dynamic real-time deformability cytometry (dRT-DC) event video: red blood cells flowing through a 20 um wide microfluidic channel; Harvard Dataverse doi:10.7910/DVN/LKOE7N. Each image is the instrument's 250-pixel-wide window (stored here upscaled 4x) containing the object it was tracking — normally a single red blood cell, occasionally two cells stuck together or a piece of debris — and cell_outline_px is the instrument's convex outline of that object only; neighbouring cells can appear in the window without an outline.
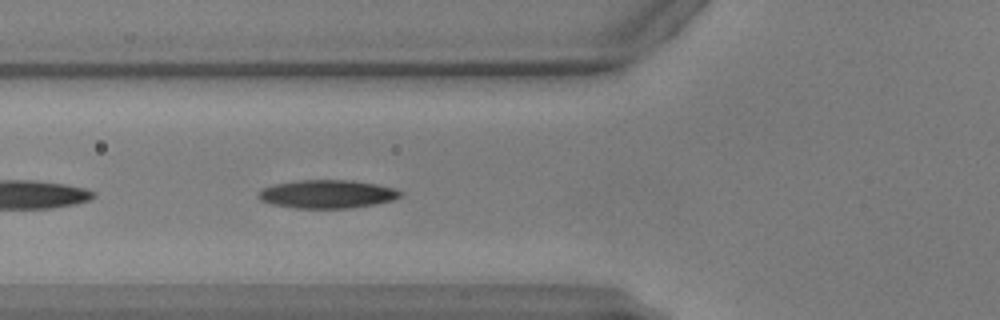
{"species": "common noctule bat (a hibernating species)", "species_latin": "Nyctalus noctula", "temperature_condition": "warm", "stored_images_in_passage": 35, "camera_frame_rate_fps": 3000, "um_per_image_px": 0.085, "animal": {"sex": "male", "body_mass_g": 17.9, "forearm_length_mm": 54.2}, "frame": {"image": 1, "passage_image": 4, "time_ms": 1.0, "image_size_px": [1000, 320], "cell_outline_px": [[404, 196], [392, 200], [376, 204], [348, 208], [296, 208], [272, 204], [260, 200], [256, 196], [256, 192], [260, 188], [272, 184], [296, 180], [352, 180], [376, 184], [396, 188], [404, 192]], "centroid_in_image_um": [27.79, 16.48], "position_along_channel_um": 98.0, "area_um2": 23.87}}
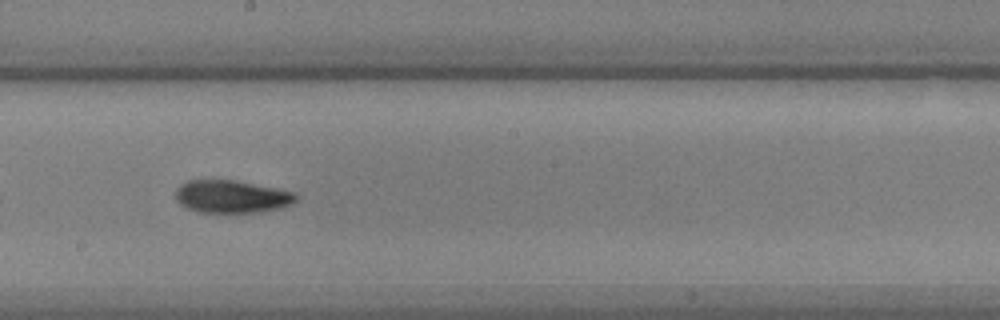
{"frame": {"image": 2, "passage_image": 14, "time_ms": 4.333, "image_size_px": [1000, 320], "cell_outline_px": [[296, 200], [292, 204], [280, 208], [256, 212], [196, 212], [180, 204], [176, 200], [176, 188], [180, 184], [188, 180], [236, 180], [296, 192]], "centroid_in_image_um": [19.68, 16.7], "position_along_channel_um": 228.5, "area_um2": 22.95}}
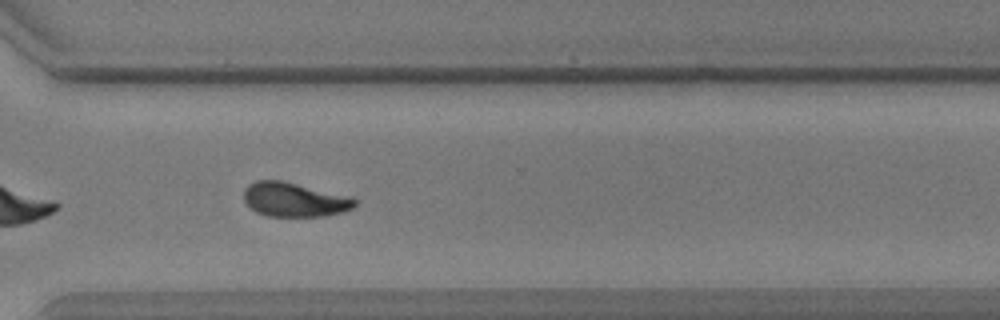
{"frame": {"image": 3, "passage_image": 23, "time_ms": 7.333, "image_size_px": [1000, 320], "cell_outline_px": [[356, 204], [352, 208], [344, 212], [324, 216], [268, 216], [256, 212], [244, 200], [244, 188], [248, 184], [256, 180], [284, 180], [352, 196], [356, 200]], "centroid_in_image_um": [25.04, 16.95], "position_along_channel_um": 345.6, "area_um2": 22.43}, "authors_computed_cell_mechanics": {"area_um2": 22.7154, "velocity_mm_per_s": 3.9045, "shape_relaxation_time_tau1_ms": 4.6346, "shape_relaxation_time_tau2_ms": 3.0819, "deformation_change_tau1": 0.1539, "deformation_change_tau2": 0.0931}}